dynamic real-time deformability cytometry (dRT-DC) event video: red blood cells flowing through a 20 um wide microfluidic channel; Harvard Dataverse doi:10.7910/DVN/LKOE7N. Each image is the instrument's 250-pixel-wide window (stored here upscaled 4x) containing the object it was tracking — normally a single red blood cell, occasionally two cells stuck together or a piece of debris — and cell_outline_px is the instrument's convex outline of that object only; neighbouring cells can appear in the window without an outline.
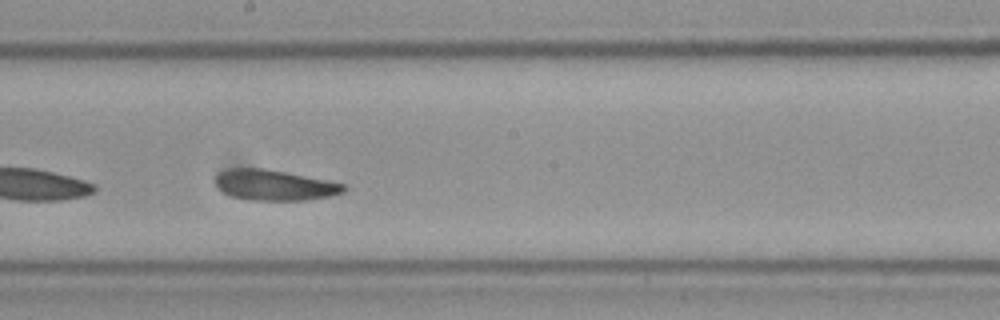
{"species": "Egyptian fruit bat (a non-hibernating species)", "species_latin": "Rousettus aegyptiacus", "temperature_condition": "cold", "stored_images_in_passage": 31, "camera_frame_rate_fps": 3000, "um_per_image_px": 0.085, "frame": {"image": 1, "passage_image": 18, "time_ms": 5.667, "image_size_px": [1000, 320], "cell_outline_px": [[348, 188], [344, 192], [328, 196], [304, 200], [248, 200], [232, 196], [224, 192], [216, 184], [216, 176], [220, 172], [228, 168], [264, 168], [328, 180], [344, 184]], "centroid_in_image_um": [23.34, 15.73], "position_along_channel_um": 224.9, "area_um2": 22.72}}
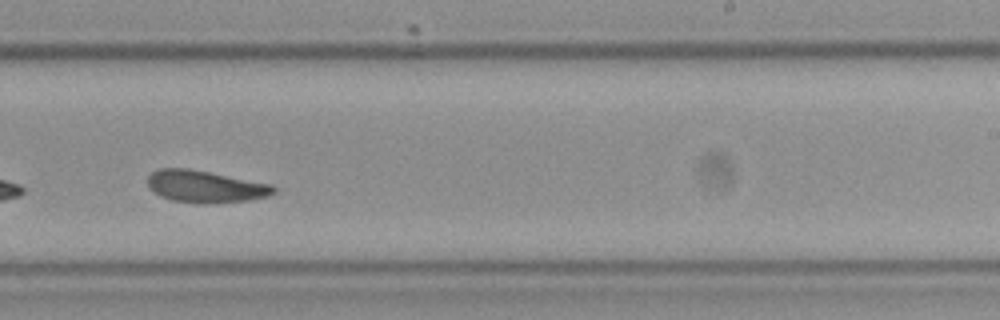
{"frame": {"image": 2, "passage_image": 22, "time_ms": 7.0, "image_size_px": [1000, 320], "cell_outline_px": [[276, 192], [268, 196], [248, 200], [216, 204], [196, 204], [172, 200], [160, 196], [148, 184], [148, 176], [152, 172], [160, 168], [188, 168], [272, 184], [276, 188]], "centroid_in_image_um": [17.48, 15.87], "position_along_channel_um": 271.5, "area_um2": 23.64}, "authors_computed_cell_mechanics": {"area_um2": 23.5246, "velocity_mm_per_s": 3.5159, "shape_relaxation_time_tau1_ms": 5.2316, "shape_relaxation_time_tau2_ms": 3.4351, "deformation_change_tau1": 0.1227, "deformation_change_tau2": 0.0933}}